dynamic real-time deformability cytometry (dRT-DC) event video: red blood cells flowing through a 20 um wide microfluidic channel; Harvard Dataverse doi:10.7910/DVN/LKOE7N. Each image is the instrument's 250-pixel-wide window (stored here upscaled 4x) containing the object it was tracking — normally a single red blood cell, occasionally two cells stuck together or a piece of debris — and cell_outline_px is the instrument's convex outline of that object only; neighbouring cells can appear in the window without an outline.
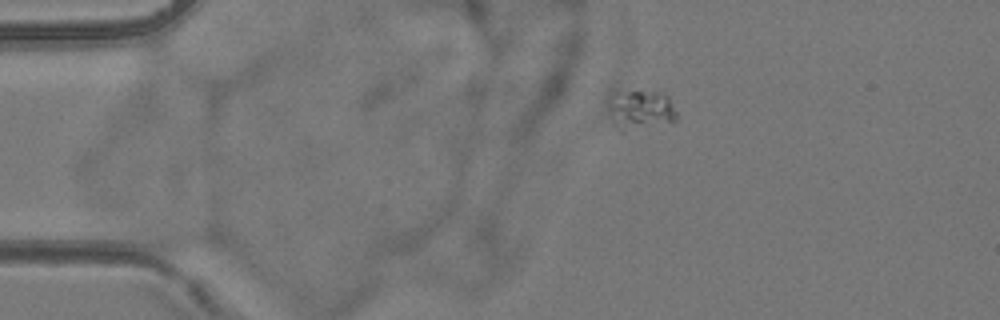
{"species": "common noctule bat (a hibernating species)", "species_latin": "Nyctalus noctula", "temperature_condition": "room temperature", "stored_images_in_passage": 6, "camera_frame_rate_fps": 3000, "um_per_image_px": 0.085, "animal": {"sex": "female", "body_mass_g": 24.6, "forearm_length_mm": 56.2}, "frame": {"image": 1, "passage_image": 1, "time_ms": 0.0, "image_size_px": [1000, 320], "cell_outline_px": [[676, 120], [672, 124], [624, 132], [620, 132], [616, 128], [616, 108], [628, 92], [664, 92], [668, 96], [676, 112]], "centroid_in_image_um": [54.78, 9.47], "position_along_channel_um": 30.2, "area_um2": 14.16}}
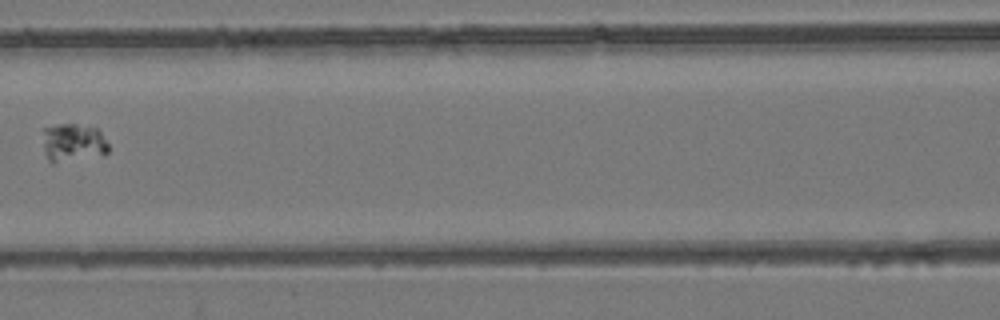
{"frame": {"image": 2, "passage_image": 5, "time_ms": 4.667, "image_size_px": [1000, 320], "cell_outline_px": [[108, 152], [52, 164], [48, 160], [44, 148], [40, 128], [56, 124], [76, 124], [96, 128], [100, 132], [108, 144]], "centroid_in_image_um": [6.12, 12.09], "position_along_channel_um": 160.5, "area_um2": 14.62}}
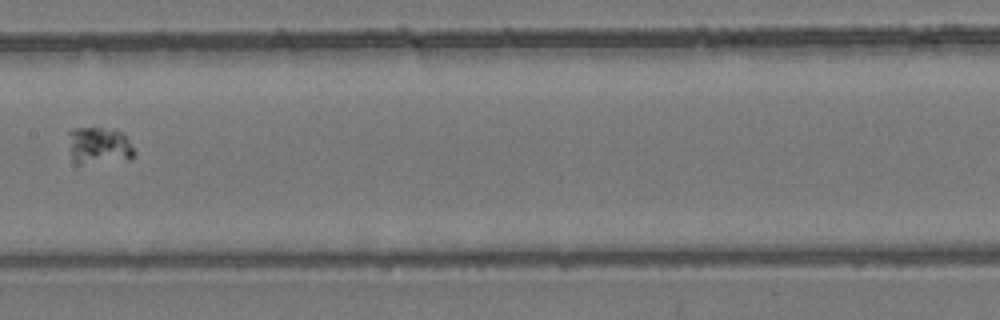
{"frame": {"image": 3, "passage_image": 6, "time_ms": 5.667, "image_size_px": [1000, 320], "cell_outline_px": [[136, 152], [128, 160], [80, 164], [76, 164], [72, 160], [68, 132], [72, 128], [100, 128], [124, 132]], "centroid_in_image_um": [8.43, 12.39], "position_along_channel_um": 199.0, "area_um2": 14.33}}